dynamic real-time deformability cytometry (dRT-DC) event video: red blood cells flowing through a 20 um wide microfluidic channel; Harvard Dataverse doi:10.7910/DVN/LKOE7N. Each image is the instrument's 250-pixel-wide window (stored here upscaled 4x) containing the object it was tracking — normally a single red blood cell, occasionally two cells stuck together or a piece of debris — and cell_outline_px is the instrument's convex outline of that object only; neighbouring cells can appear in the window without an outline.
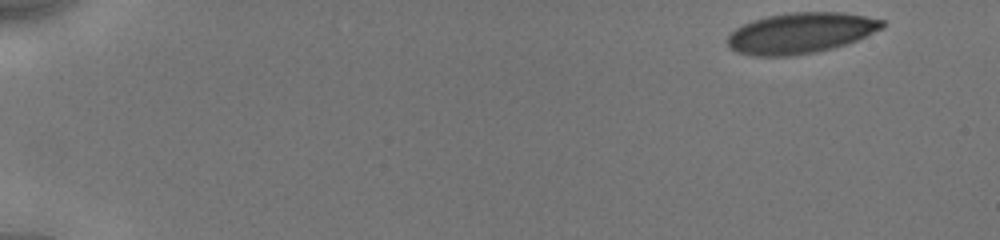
{"species": "human", "species_latin": "Homo sapiens", "temperature_condition": "cold", "stored_images_in_passage": 57, "camera_frame_rate_fps": 3000, "um_per_image_px": 0.085, "donor": {"sex": "male"}, "frame": {"image": 1, "passage_image": 1, "time_ms": 0.0, "image_size_px": [1000, 240], "cell_outline_px": [[884, 28], [856, 40], [832, 48], [816, 52], [788, 56], [752, 56], [736, 52], [728, 48], [728, 36], [736, 28], [752, 20], [768, 16], [792, 12], [844, 12], [884, 20]], "centroid_in_image_um": [68.04, 2.81], "position_along_channel_um": 17.0, "area_um2": 36.65}}
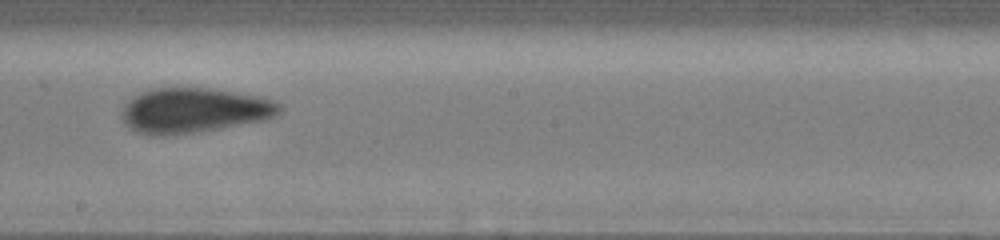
{"frame": {"image": 2, "passage_image": 33, "time_ms": 9.333, "image_size_px": [1000, 240], "cell_outline_px": [[284, 108], [276, 116], [268, 120], [196, 132], [168, 136], [152, 136], [136, 132], [124, 124], [120, 116], [120, 112], [124, 104], [132, 96], [140, 92], [152, 88], [208, 88], [236, 92], [260, 96], [272, 100], [280, 104]], "centroid_in_image_um": [16.46, 9.39], "position_along_channel_um": 231.7, "area_um2": 42.02}}
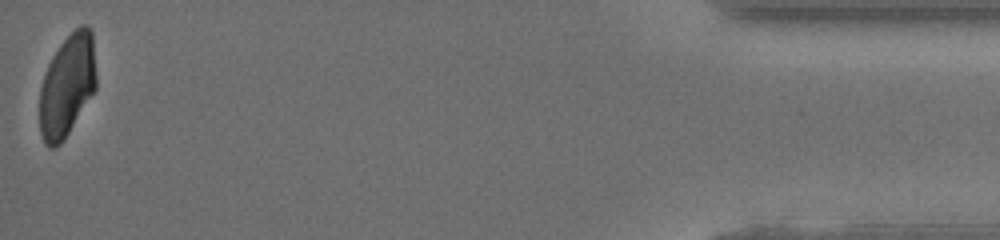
{"frame": {"image": 3, "passage_image": 57, "time_ms": 16.333, "image_size_px": [1000, 240], "cell_outline_px": [[96, 88], [64, 140], [56, 148], [48, 148], [44, 144], [40, 132], [40, 88], [48, 64], [52, 56], [60, 44], [80, 24], [88, 24], [92, 32], [96, 76]], "centroid_in_image_um": [5.71, 7.28], "position_along_channel_um": 429.5, "area_um2": 33.76}, "authors_computed_cell_mechanics": {"area_um2": 38.6104, "velocity_mm_per_s": 3.9225, "shape_relaxation_time_tau1_ms": 6.0054, "shape_relaxation_time_tau2_ms": 1.3863, "deformation_change_tau1": 0.1375, "deformation_change_tau2": 0.0641}}